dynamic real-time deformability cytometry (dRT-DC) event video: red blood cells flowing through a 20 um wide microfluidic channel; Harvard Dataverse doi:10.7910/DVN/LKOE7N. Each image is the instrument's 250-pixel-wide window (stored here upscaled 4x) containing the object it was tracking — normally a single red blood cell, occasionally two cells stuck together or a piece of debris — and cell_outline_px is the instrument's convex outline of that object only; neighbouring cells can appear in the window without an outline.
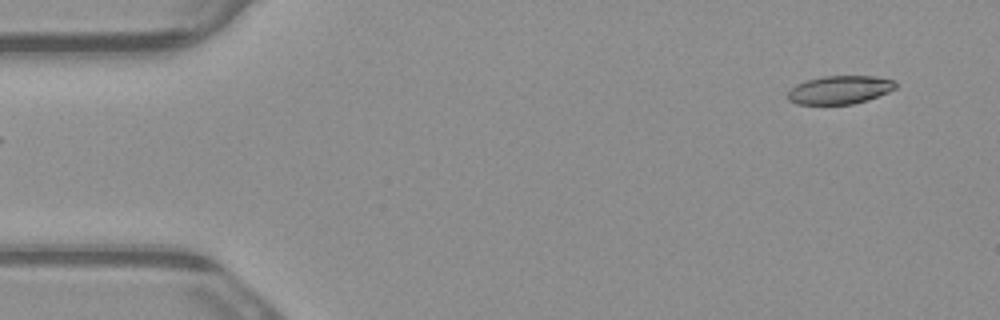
{"species": "common noctule bat (a hibernating species)", "species_latin": "Nyctalus noctula", "temperature_condition": "warm", "stored_images_in_passage": 4, "camera_frame_rate_fps": 3000, "um_per_image_px": 0.085, "animal": {"sex": "male", "body_mass_g": 23.1, "forearm_length_mm": 52.7}, "frame": {"image": 1, "passage_image": 1, "time_ms": 0.0, "image_size_px": [1000, 320], "cell_outline_px": [[896, 88], [888, 92], [868, 100], [852, 104], [796, 104], [788, 100], [788, 92], [796, 84], [808, 80], [824, 76], [872, 76], [896, 80]], "centroid_in_image_um": [71.4, 7.64], "position_along_channel_um": 13.6, "area_um2": 17.74}}
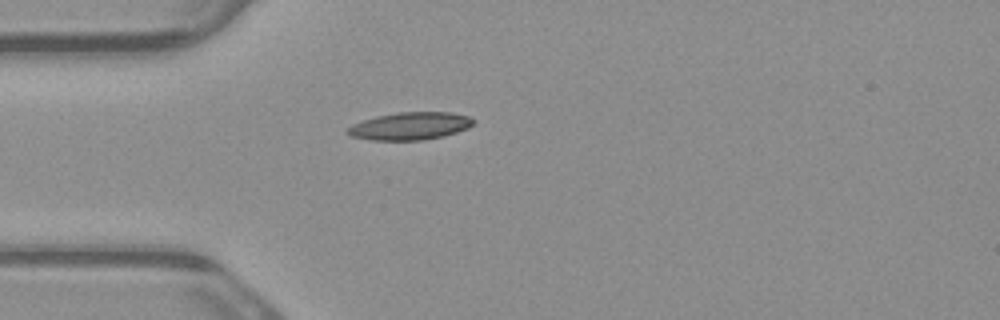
{"frame": {"image": 2, "passage_image": 4, "time_ms": 1.0, "image_size_px": [1000, 320], "cell_outline_px": [[476, 120], [468, 128], [444, 136], [424, 140], [372, 140], [352, 136], [344, 132], [352, 124], [376, 116], [396, 112], [452, 112], [468, 116]], "centroid_in_image_um": [34.86, 10.71], "position_along_channel_um": 50.1, "area_um2": 20.29}}